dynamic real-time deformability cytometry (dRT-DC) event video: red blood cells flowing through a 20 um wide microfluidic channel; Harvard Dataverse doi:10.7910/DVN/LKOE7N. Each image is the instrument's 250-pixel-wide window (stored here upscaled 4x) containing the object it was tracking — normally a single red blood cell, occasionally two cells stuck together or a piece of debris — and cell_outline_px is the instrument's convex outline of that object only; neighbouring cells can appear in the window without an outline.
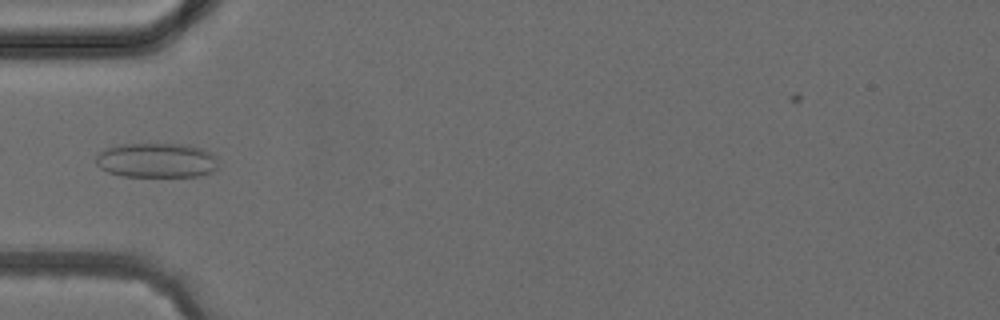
{"species": "common noctule bat (a hibernating species)", "species_latin": "Nyctalus noctula", "temperature_condition": "cold", "stored_images_in_passage": 4, "camera_frame_rate_fps": 3000, "um_per_image_px": 0.085, "animal": {"sex": "female", "body_mass_g": 24.6, "forearm_length_mm": 56.2}, "frame": {"image": 1, "passage_image": 4, "time_ms": 3.333, "image_size_px": [1000, 320], "cell_outline_px": [[216, 168], [208, 176], [120, 176], [108, 172], [100, 168], [96, 164], [96, 156], [104, 148], [120, 144], [188, 144], [204, 148], [212, 152], [216, 156]], "centroid_in_image_um": [13.33, 13.62], "position_along_channel_um": 71.7, "area_um2": 25.14}}